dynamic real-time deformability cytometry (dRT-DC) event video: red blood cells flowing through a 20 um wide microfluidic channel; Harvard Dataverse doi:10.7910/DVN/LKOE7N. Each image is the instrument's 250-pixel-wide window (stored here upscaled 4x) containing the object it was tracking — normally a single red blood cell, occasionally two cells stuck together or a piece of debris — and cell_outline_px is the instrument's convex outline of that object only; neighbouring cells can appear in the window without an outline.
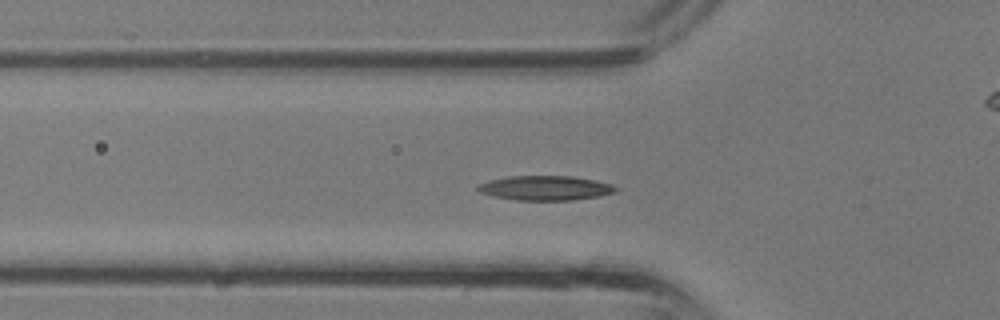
{"species": "common noctule bat (a hibernating species)", "species_latin": "Nyctalus noctula", "temperature_condition": "room temperature", "stored_images_in_passage": 25, "camera_frame_rate_fps": 3000, "um_per_image_px": 0.085, "animal": {"sex": "male", "body_mass_g": 13.3}, "frame": {"image": 1, "passage_image": 10, "time_ms": 3.0, "image_size_px": [1000, 320], "cell_outline_px": [[620, 188], [616, 192], [600, 196], [572, 200], [516, 200], [492, 196], [480, 192], [476, 188], [476, 184], [488, 180], [508, 176], [572, 176], [596, 180], [612, 184]], "centroid_in_image_um": [46.35, 15.97], "position_along_channel_um": 79.4, "area_um2": 20.0}}
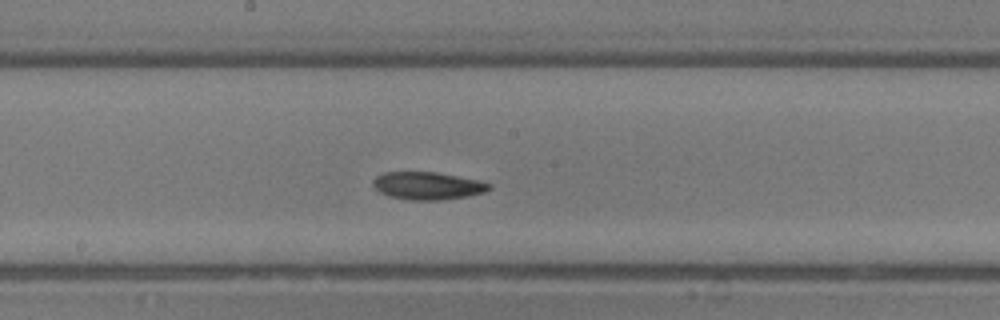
{"frame": {"image": 2, "passage_image": 17, "time_ms": 5.333, "image_size_px": [1000, 320], "cell_outline_px": [[492, 188], [484, 192], [468, 196], [444, 200], [412, 200], [388, 196], [380, 192], [372, 184], [372, 180], [376, 176], [384, 172], [436, 172], [480, 180], [492, 184]], "centroid_in_image_um": [36.37, 15.79], "position_along_channel_um": 211.8, "area_um2": 18.84}}
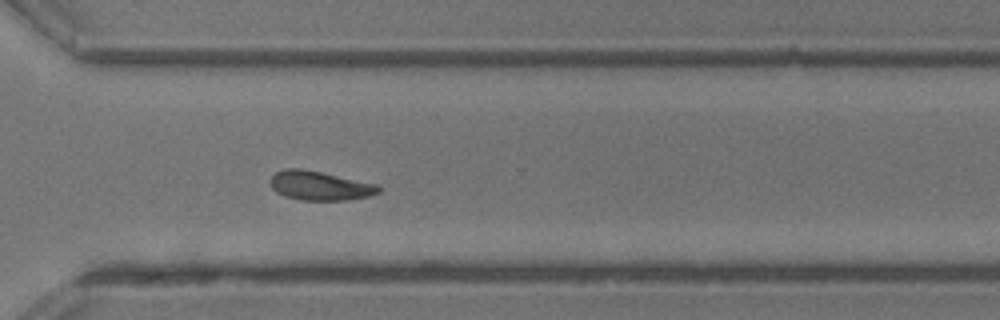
{"frame": {"image": 3, "passage_image": 24, "time_ms": 7.667, "image_size_px": [1000, 320], "cell_outline_px": [[384, 188], [380, 192], [368, 196], [348, 200], [300, 200], [284, 196], [276, 192], [272, 188], [268, 180], [276, 172], [284, 168], [300, 168], [380, 184]], "centroid_in_image_um": [27.2, 15.78], "position_along_channel_um": 343.4, "area_um2": 18.67}}